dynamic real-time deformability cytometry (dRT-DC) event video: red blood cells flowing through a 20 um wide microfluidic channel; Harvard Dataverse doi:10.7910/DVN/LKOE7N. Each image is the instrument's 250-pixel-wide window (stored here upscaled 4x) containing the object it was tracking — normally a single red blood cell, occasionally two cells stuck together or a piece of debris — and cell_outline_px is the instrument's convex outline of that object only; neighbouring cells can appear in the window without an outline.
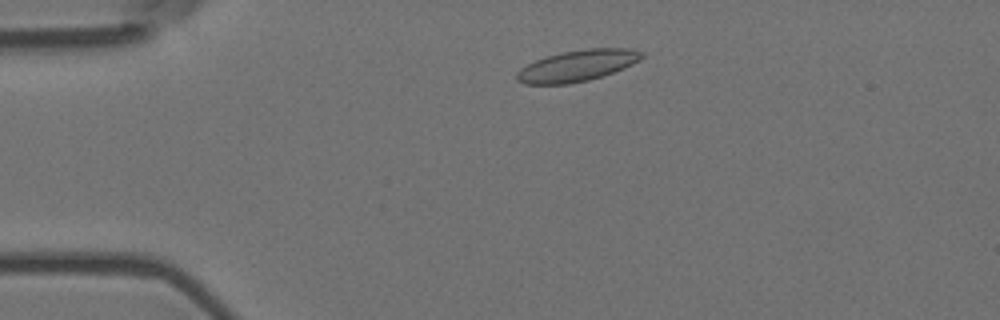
{"species": "Egyptian fruit bat (a non-hibernating species)", "species_latin": "Rousettus aegyptiacus", "temperature_condition": "room temperature", "stored_images_in_passage": 51, "camera_frame_rate_fps": 3000, "um_per_image_px": 0.085, "animal": {"sex": "female"}, "frame": {"image": 1, "passage_image": 7, "time_ms": 2.0, "image_size_px": [1000, 320], "cell_outline_px": [[644, 56], [640, 60], [624, 68], [588, 80], [568, 84], [524, 84], [516, 80], [516, 72], [520, 68], [536, 60], [548, 56], [564, 52], [588, 48], [628, 48], [644, 52]], "centroid_in_image_um": [49.07, 5.58], "position_along_channel_um": 35.9, "area_um2": 22.6}}
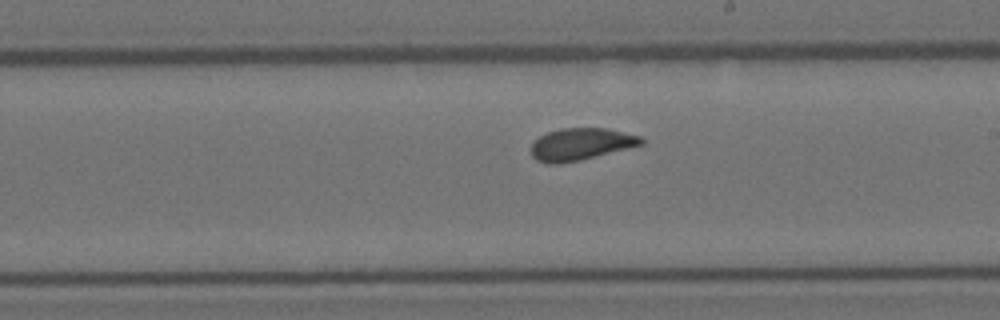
{"frame": {"image": 2, "passage_image": 27, "time_ms": 8.667, "image_size_px": [1000, 320], "cell_outline_px": [[644, 144], [580, 160], [560, 164], [548, 164], [536, 160], [532, 156], [532, 144], [540, 136], [548, 132], [560, 128], [608, 128], [640, 136], [644, 140]], "centroid_in_image_um": [49.37, 12.25], "position_along_channel_um": 239.6, "area_um2": 20.52}}
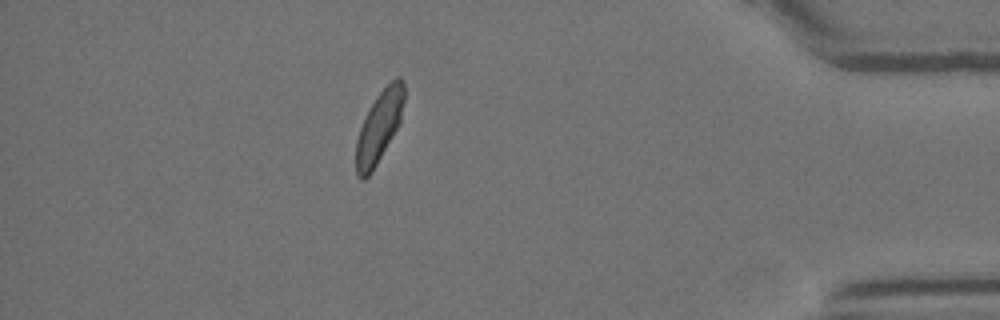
{"frame": {"image": 3, "passage_image": 44, "time_ms": 14.333, "image_size_px": [1000, 320], "cell_outline_px": [[404, 100], [400, 120], [392, 136], [372, 172], [364, 180], [360, 180], [356, 176], [356, 140], [364, 116], [376, 96], [396, 76], [400, 76], [404, 84]], "centroid_in_image_um": [32.2, 10.79], "position_along_channel_um": 403.0, "area_um2": 19.83}, "authors_computed_cell_mechanics": {"area_um2": 20.9236, "velocity_mm_per_s": 3.641, "shape_relaxation_time_tau1_ms": 4.6692, "shape_relaxation_time_tau2_ms": null, "deformation_change_tau1": 0.1124, "deformation_change_tau2": null}}